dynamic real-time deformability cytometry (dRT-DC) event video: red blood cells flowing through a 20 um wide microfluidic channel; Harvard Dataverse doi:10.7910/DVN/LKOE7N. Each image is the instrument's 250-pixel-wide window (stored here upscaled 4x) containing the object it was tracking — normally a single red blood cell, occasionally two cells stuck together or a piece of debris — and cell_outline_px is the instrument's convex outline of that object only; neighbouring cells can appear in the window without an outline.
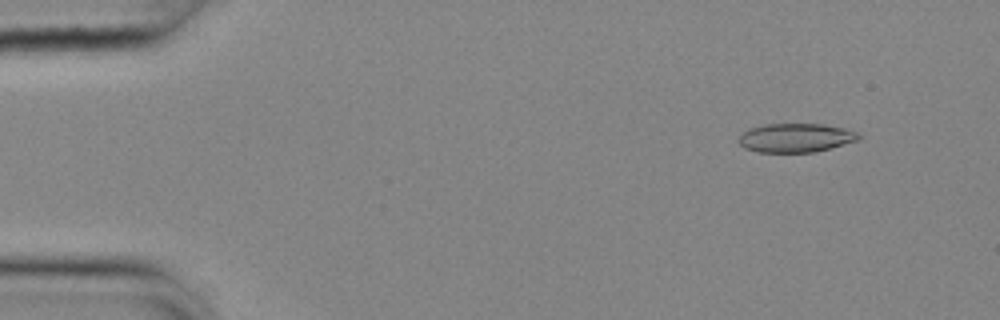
{"species": "common noctule bat (a hibernating species)", "species_latin": "Nyctalus noctula", "temperature_condition": "cold", "stored_images_in_passage": 55, "camera_frame_rate_fps": 3000, "um_per_image_px": 0.085, "animal": {"sex": "female", "body_mass_g": 25.1}, "frame": {"image": 1, "passage_image": 6, "time_ms": 1.667, "image_size_px": [1000, 320], "cell_outline_px": [[864, 136], [860, 140], [832, 148], [816, 152], [756, 152], [744, 148], [740, 144], [740, 136], [748, 128], [764, 124], [824, 124], [844, 128], [856, 132]], "centroid_in_image_um": [67.69, 11.72], "position_along_channel_um": 17.3, "area_um2": 20.4}}
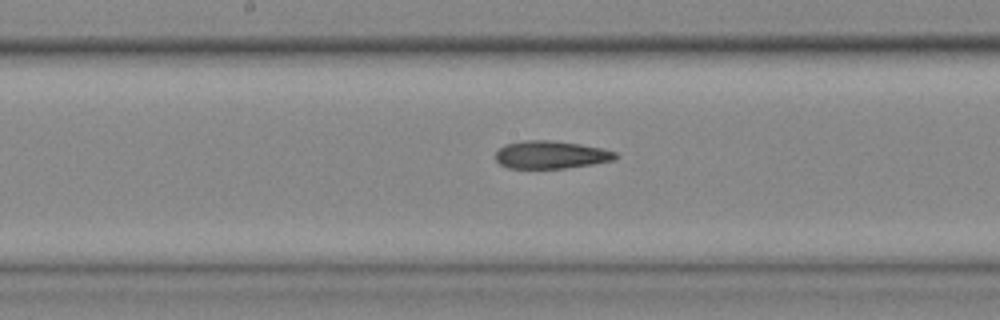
{"frame": {"image": 2, "passage_image": 29, "time_ms": 9.333, "image_size_px": [1000, 320], "cell_outline_px": [[620, 156], [616, 160], [592, 164], [564, 168], [508, 168], [500, 164], [496, 160], [496, 152], [504, 144], [524, 140], [552, 140], [580, 144], [604, 148], [616, 152]], "centroid_in_image_um": [46.86, 13.15], "position_along_channel_um": 201.3, "area_um2": 19.59}}
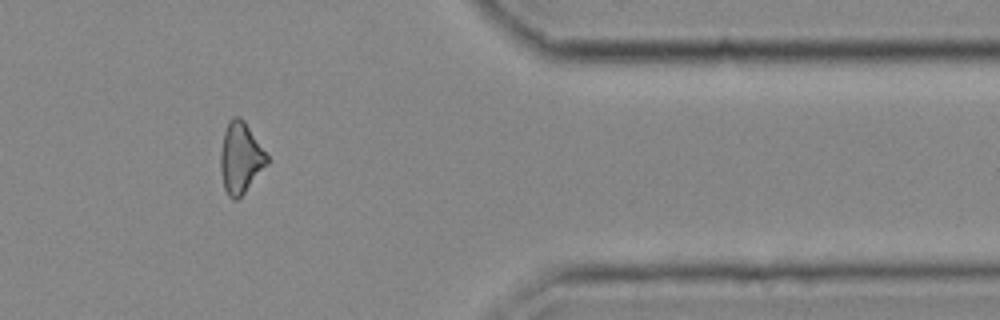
{"frame": {"image": 3, "passage_image": 46, "time_ms": 15.0, "image_size_px": [1000, 320], "cell_outline_px": [[272, 160], [244, 192], [236, 200], [232, 200], [228, 196], [224, 188], [220, 172], [220, 152], [224, 132], [228, 120], [232, 116], [240, 116], [244, 120]], "centroid_in_image_um": [20.46, 13.4], "position_along_channel_um": 390.9, "area_um2": 19.59}, "authors_computed_cell_mechanics": {"area_um2": 20.23, "velocity_mm_per_s": 3.7075, "shape_relaxation_time_tau1_ms": 9.2735, "shape_relaxation_time_tau2_ms": 5.6555, "deformation_change_tau1": 0.188, "deformation_change_tau2": 0.1689}}